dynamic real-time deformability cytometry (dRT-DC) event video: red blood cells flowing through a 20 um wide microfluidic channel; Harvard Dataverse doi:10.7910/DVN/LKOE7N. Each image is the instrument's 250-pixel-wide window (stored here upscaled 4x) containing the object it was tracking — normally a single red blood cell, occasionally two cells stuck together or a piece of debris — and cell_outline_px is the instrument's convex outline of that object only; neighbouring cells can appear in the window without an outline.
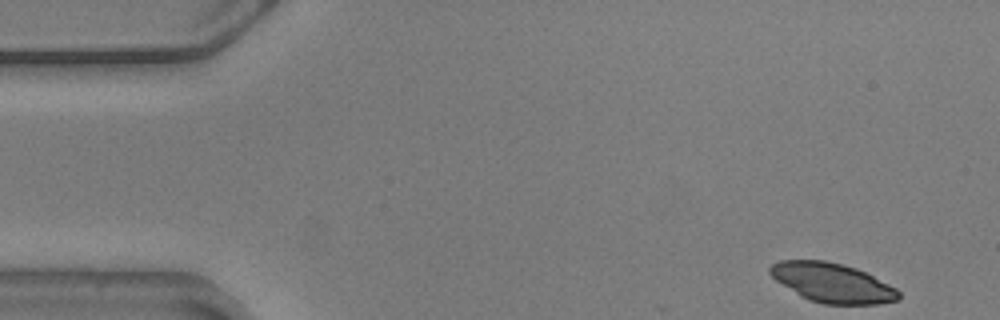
{"species": "common noctule bat (a hibernating species)", "species_latin": "Nyctalus noctula", "temperature_condition": "warm", "stored_images_in_passage": 42, "camera_frame_rate_fps": 3000, "um_per_image_px": 0.085, "animal": {"sex": "male", "body_mass_g": 20.5, "forearm_length_mm": 52.5}, "frame": {"image": 1, "passage_image": 1, "time_ms": 0.0, "image_size_px": [1000, 320], "cell_outline_px": [[900, 300], [876, 304], [824, 304], [808, 300], [800, 296], [776, 280], [768, 272], [768, 268], [772, 264], [780, 260], [824, 260], [856, 268], [896, 288], [900, 292]], "centroid_in_image_um": [70.73, 24.04], "position_along_channel_um": 14.3, "area_um2": 29.36}}